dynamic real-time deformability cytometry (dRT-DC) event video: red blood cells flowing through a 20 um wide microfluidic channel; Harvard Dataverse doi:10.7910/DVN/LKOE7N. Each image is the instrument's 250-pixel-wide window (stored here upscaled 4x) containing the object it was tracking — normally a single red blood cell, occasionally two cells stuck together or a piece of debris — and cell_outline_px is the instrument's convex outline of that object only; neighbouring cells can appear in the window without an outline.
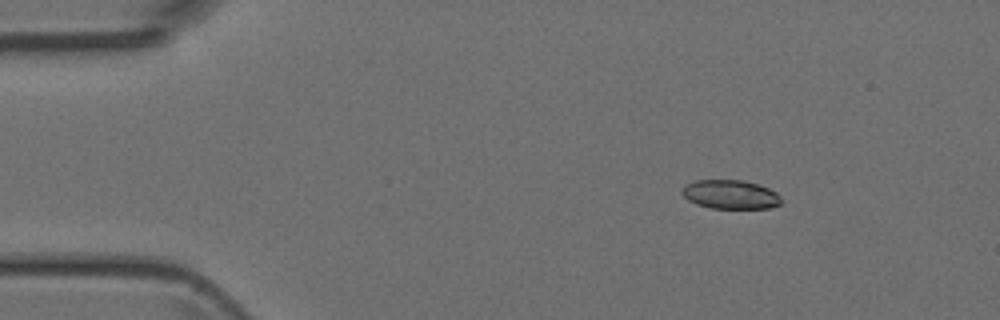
{"species": "Egyptian fruit bat (a non-hibernating species)", "species_latin": "Rousettus aegyptiacus", "temperature_condition": "room temperature", "stored_images_in_passage": 4, "camera_frame_rate_fps": 3000, "um_per_image_px": 0.085, "animal": {"sex": "female"}, "frame": {"image": 1, "passage_image": 2, "time_ms": 1.333, "image_size_px": [1000, 320], "cell_outline_px": [[780, 204], [768, 208], [708, 208], [696, 204], [688, 200], [680, 192], [680, 188], [684, 184], [696, 180], [744, 180], [760, 184], [776, 192], [780, 196]], "centroid_in_image_um": [62.03, 16.52], "position_along_channel_um": 23.0, "area_um2": 16.94}}